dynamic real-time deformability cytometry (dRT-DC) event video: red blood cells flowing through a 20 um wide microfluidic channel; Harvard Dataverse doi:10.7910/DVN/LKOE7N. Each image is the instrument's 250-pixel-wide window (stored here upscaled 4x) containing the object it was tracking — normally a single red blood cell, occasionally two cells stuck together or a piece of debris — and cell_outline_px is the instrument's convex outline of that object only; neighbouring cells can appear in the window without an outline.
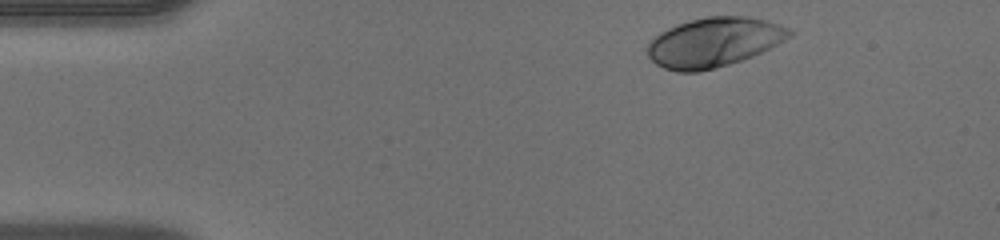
{"species": "human", "species_latin": "Homo sapiens", "temperature_condition": "warm", "stored_images_in_passage": 42, "camera_frame_rate_fps": 3000, "um_per_image_px": 0.085, "donor": {"sex": "male"}, "frame": {"image": 1, "passage_image": 2, "time_ms": 0.333, "image_size_px": [1000, 240], "cell_outline_px": [[796, 32], [792, 36], [752, 56], [716, 68], [696, 72], [676, 72], [664, 68], [656, 64], [648, 56], [648, 44], [660, 32], [668, 28], [692, 20], [708, 16], [748, 16], [768, 20], [792, 28]], "centroid_in_image_um": [60.72, 3.58], "position_along_channel_um": 24.3, "area_um2": 40.75}}
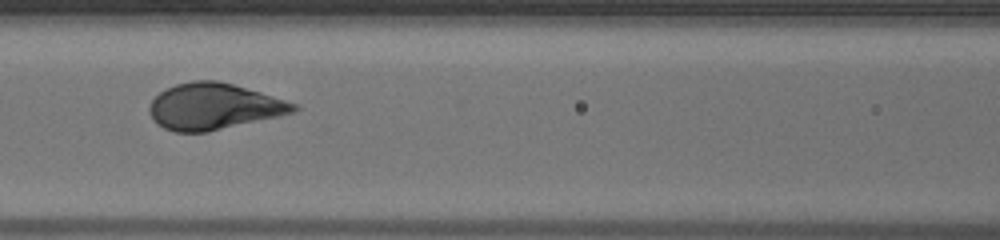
{"frame": {"image": 2, "passage_image": 16, "time_ms": 5.0, "image_size_px": [1000, 240], "cell_outline_px": [[300, 108], [296, 112], [280, 116], [208, 132], [176, 132], [164, 128], [156, 124], [148, 112], [148, 108], [152, 100], [160, 92], [176, 84], [192, 80], [216, 80], [232, 84], [260, 92], [296, 104]], "centroid_in_image_um": [18.16, 9.06], "position_along_channel_um": 148.4, "area_um2": 38.84}}
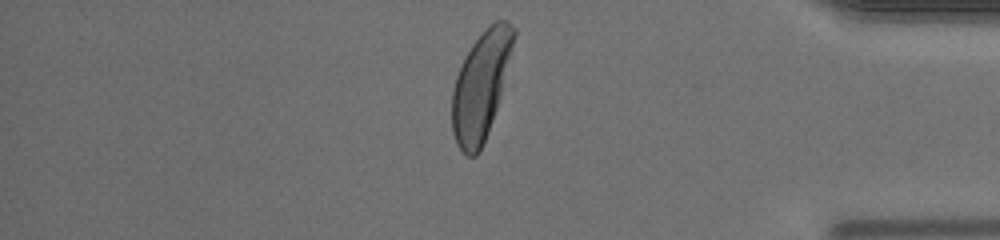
{"frame": {"image": 3, "passage_image": 35, "time_ms": 11.333, "image_size_px": [1000, 240], "cell_outline_px": [[516, 36], [496, 108], [492, 120], [480, 152], [476, 156], [468, 156], [456, 144], [452, 132], [452, 88], [456, 76], [464, 56], [472, 44], [488, 24], [496, 20], [508, 20], [516, 28]], "centroid_in_image_um": [40.86, 7.24], "position_along_channel_um": 394.3, "area_um2": 38.55}}